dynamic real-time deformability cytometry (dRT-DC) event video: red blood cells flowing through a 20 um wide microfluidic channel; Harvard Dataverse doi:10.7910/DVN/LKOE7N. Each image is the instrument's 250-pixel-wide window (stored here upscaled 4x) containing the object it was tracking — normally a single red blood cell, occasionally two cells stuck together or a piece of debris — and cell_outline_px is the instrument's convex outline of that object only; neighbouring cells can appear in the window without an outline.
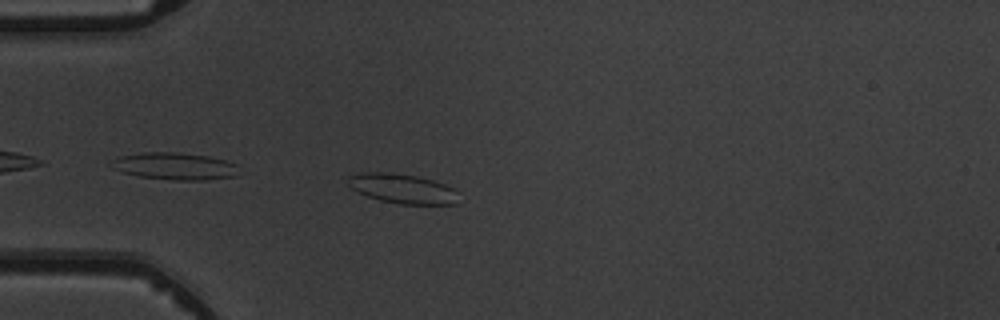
{"species": "common noctule bat (a hibernating species)", "species_latin": "Nyctalus noctula", "temperature_condition": "warm", "stored_images_in_passage": 4, "camera_frame_rate_fps": 3000, "um_per_image_px": 0.085, "animal": {"sex": "male", "body_mass_g": 19.5, "forearm_length_mm": 54.6}, "frame": {"image": 1, "passage_image": 4, "time_ms": 3.667, "image_size_px": [1000, 320], "cell_outline_px": [[460, 192], [456, 204], [396, 204], [380, 200], [368, 196], [352, 188], [344, 180], [348, 176], [364, 172], [392, 172], [416, 176], [432, 180], [456, 188]], "centroid_in_image_um": [34.24, 16.03], "position_along_channel_um": 50.8, "area_um2": 19.31}}